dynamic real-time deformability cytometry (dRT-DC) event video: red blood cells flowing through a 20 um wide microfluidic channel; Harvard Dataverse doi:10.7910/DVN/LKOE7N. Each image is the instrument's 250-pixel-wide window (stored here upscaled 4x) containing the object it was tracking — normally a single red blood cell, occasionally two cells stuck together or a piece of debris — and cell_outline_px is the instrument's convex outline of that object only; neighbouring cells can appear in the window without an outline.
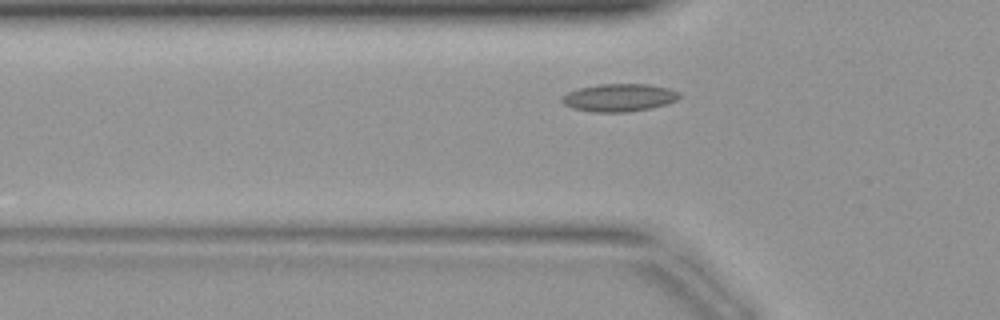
{"species": "common noctule bat (a hibernating species)", "species_latin": "Nyctalus noctula", "temperature_condition": "warm", "stored_images_in_passage": 31, "camera_frame_rate_fps": 3000, "um_per_image_px": 0.085, "animal": {"sex": "female", "body_mass_g": 19.9}, "frame": {"image": 1, "passage_image": 7, "time_ms": 2.0, "image_size_px": [1000, 320], "cell_outline_px": [[680, 96], [676, 100], [664, 104], [648, 108], [628, 112], [592, 112], [572, 108], [564, 104], [560, 100], [560, 96], [576, 88], [600, 84], [648, 84], [668, 88], [680, 92]], "centroid_in_image_um": [52.56, 8.29], "position_along_channel_um": 73.2, "area_um2": 19.02}}
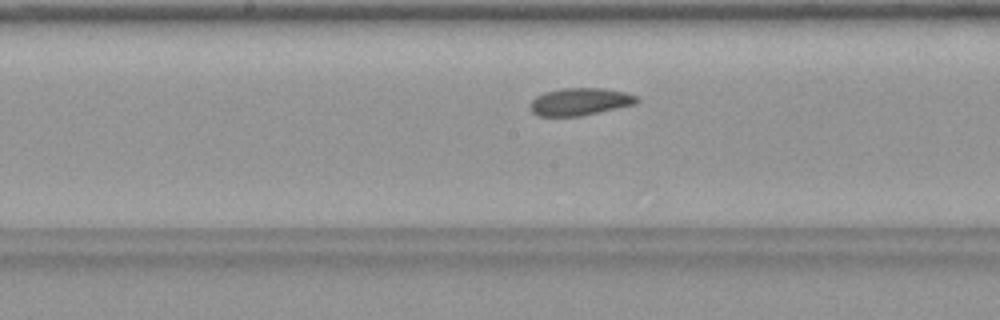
{"frame": {"image": 2, "passage_image": 15, "time_ms": 4.667, "image_size_px": [1000, 320], "cell_outline_px": [[640, 100], [636, 104], [580, 116], [536, 116], [532, 112], [528, 104], [536, 96], [544, 92], [560, 88], [604, 88], [624, 92], [636, 96]], "centroid_in_image_um": [49.26, 8.64], "position_along_channel_um": 198.9, "area_um2": 17.17}}
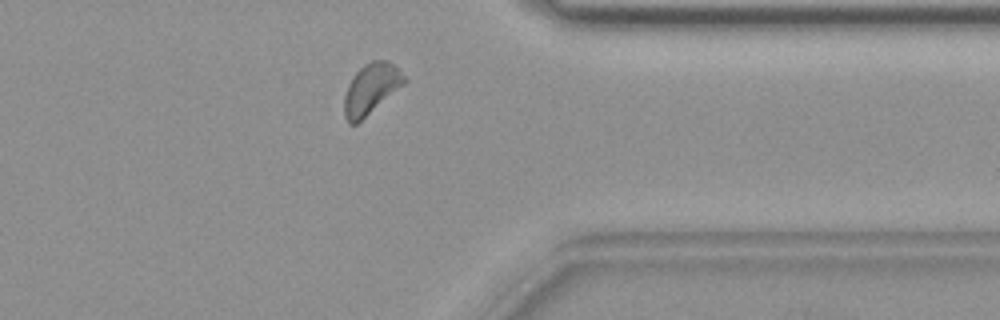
{"frame": {"image": 3, "passage_image": 27, "time_ms": 8.667, "image_size_px": [1000, 320], "cell_outline_px": [[408, 80], [404, 84], [356, 124], [348, 124], [344, 116], [344, 96], [348, 84], [352, 76], [364, 64], [372, 60], [388, 60]], "centroid_in_image_um": [31.5, 7.55], "position_along_channel_um": 379.9, "area_um2": 17.46}}